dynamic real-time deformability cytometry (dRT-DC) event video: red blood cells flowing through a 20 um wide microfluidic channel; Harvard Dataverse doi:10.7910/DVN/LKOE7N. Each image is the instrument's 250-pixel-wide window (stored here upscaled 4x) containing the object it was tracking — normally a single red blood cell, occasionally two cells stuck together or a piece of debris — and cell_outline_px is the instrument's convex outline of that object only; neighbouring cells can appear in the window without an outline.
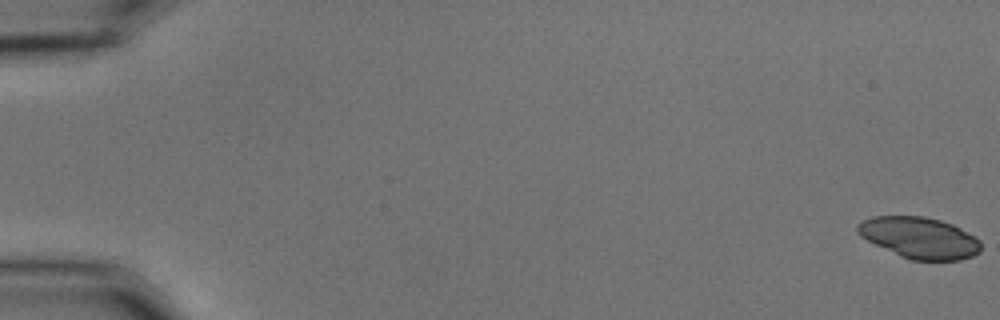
{"species": "common noctule bat (a hibernating species)", "species_latin": "Nyctalus noctula", "temperature_condition": "cold", "stored_images_in_passage": 33, "camera_frame_rate_fps": 3000, "um_per_image_px": 0.085, "animal": {"sex": "male", "body_mass_g": 15.6}, "frame": {"image": 1, "passage_image": 1, "time_ms": 0.0, "image_size_px": [1000, 320], "cell_outline_px": [[980, 252], [972, 256], [960, 260], [912, 260], [900, 256], [860, 236], [856, 232], [856, 224], [872, 216], [924, 216], [940, 220], [952, 224], [960, 228], [980, 240]], "centroid_in_image_um": [78.14, 20.2], "position_along_channel_um": 6.9, "area_um2": 29.54}}
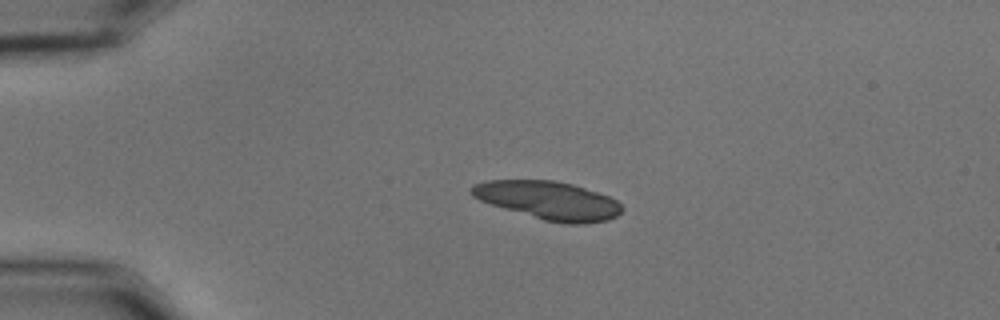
{"frame": {"image": 2, "passage_image": 14, "time_ms": 4.333, "image_size_px": [1000, 320], "cell_outline_px": [[624, 208], [616, 216], [608, 220], [584, 224], [564, 224], [544, 220], [504, 208], [480, 200], [472, 196], [468, 192], [468, 188], [472, 184], [488, 180], [552, 180], [572, 184], [608, 196], [616, 200]], "centroid_in_image_um": [46.59, 17.03], "position_along_channel_um": 38.4, "area_um2": 33.47}}